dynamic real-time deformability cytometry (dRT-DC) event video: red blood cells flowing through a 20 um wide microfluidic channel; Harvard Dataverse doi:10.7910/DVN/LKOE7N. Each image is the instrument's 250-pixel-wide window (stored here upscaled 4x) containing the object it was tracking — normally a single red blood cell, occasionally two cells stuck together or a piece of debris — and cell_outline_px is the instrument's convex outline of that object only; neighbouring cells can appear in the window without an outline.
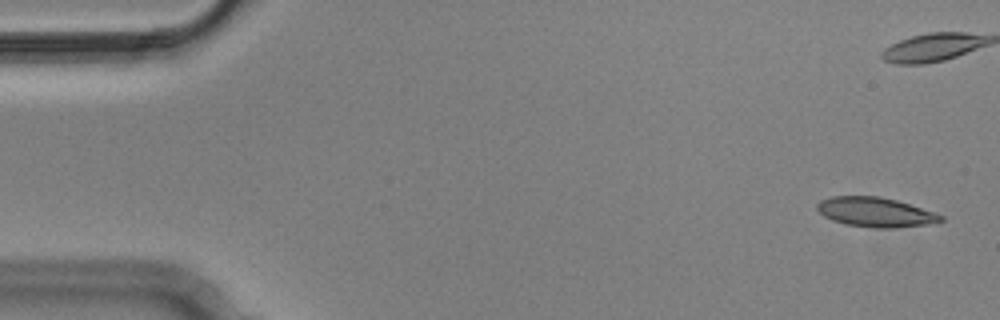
{"species": "Egyptian fruit bat (a non-hibernating species)", "species_latin": "Rousettus aegyptiacus", "temperature_condition": "cold", "stored_images_in_passage": 6, "camera_frame_rate_fps": 3000, "um_per_image_px": 0.085, "animal": {"sex": "male"}, "frame": {"image": 1, "passage_image": 1, "time_ms": 0.0, "image_size_px": [1000, 320], "cell_outline_px": [[944, 220], [928, 224], [896, 228], [876, 228], [848, 224], [832, 220], [824, 216], [816, 208], [816, 204], [820, 200], [832, 196], [880, 196], [896, 200], [944, 216]], "centroid_in_image_um": [74.38, 18.03], "position_along_channel_um": 10.6, "area_um2": 21.1}}